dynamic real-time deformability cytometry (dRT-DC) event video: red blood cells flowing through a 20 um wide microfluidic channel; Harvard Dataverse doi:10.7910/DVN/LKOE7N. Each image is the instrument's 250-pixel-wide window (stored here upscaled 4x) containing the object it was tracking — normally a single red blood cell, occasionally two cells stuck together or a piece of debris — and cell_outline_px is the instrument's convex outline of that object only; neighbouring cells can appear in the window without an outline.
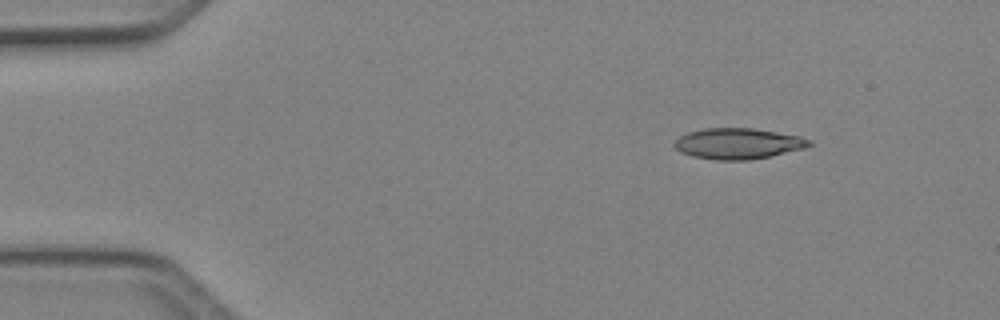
{"species": "Egyptian fruit bat (a non-hibernating species)", "species_latin": "Rousettus aegyptiacus", "temperature_condition": "cold", "stored_images_in_passage": 3, "camera_frame_rate_fps": 3000, "um_per_image_px": 0.085, "animal": {"sex": "female"}, "frame": {"image": 1, "passage_image": 1, "time_ms": 0.0, "image_size_px": [1000, 320], "cell_outline_px": [[812, 144], [804, 148], [768, 156], [748, 160], [716, 160], [692, 156], [680, 152], [672, 144], [680, 136], [688, 132], [704, 128], [752, 128], [800, 136], [812, 140]], "centroid_in_image_um": [62.71, 12.2], "position_along_channel_um": 22.3, "area_um2": 24.1}}